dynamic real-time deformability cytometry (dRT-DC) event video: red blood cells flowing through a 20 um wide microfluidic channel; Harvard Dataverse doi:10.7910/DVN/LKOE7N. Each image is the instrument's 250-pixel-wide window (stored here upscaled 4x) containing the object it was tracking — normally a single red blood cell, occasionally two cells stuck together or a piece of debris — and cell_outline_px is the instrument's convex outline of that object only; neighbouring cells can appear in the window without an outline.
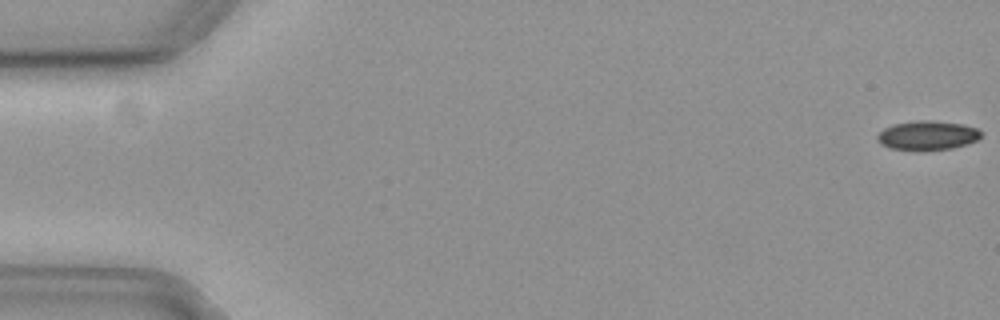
{"species": "common noctule bat (a hibernating species)", "species_latin": "Nyctalus noctula", "temperature_condition": "cold", "stored_images_in_passage": 10, "camera_frame_rate_fps": 3000, "um_per_image_px": 0.085, "animal": {"sex": "female", "body_mass_g": 19.3, "forearm_length_mm": 54.1}, "frame": {"image": 1, "passage_image": 1, "time_ms": 0.0, "image_size_px": [1000, 320], "cell_outline_px": [[980, 136], [976, 140], [964, 144], [948, 148], [892, 148], [880, 144], [876, 136], [884, 128], [892, 124], [916, 120], [928, 120], [964, 124], [976, 128], [980, 132]], "centroid_in_image_um": [78.8, 11.45], "position_along_channel_um": 6.2, "area_um2": 16.88}}